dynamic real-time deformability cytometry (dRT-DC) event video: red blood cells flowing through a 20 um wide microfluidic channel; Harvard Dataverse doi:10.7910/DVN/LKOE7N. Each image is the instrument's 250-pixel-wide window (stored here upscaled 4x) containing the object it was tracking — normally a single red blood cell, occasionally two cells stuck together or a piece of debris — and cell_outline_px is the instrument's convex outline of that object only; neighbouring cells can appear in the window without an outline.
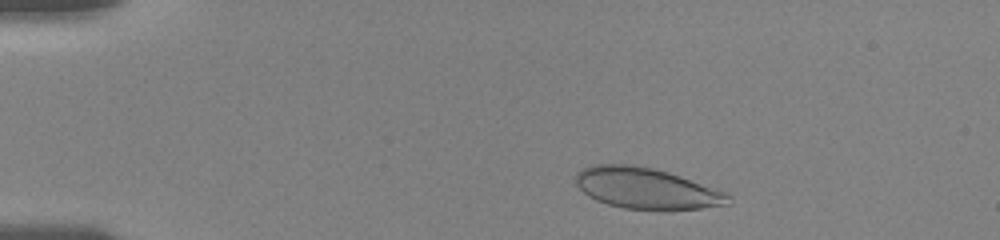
{"species": "human", "species_latin": "Homo sapiens", "temperature_condition": "room temperature", "stored_images_in_passage": 9, "camera_frame_rate_fps": 3000, "um_per_image_px": 0.085, "donor": {"sex": "female"}, "frame": {"image": 1, "passage_image": 2, "time_ms": 0.333, "image_size_px": [1000, 240], "cell_outline_px": [[732, 204], [700, 208], [660, 212], [624, 208], [608, 204], [596, 200], [588, 196], [576, 184], [576, 172], [592, 164], [632, 164], [652, 168], [668, 172], [728, 192], [732, 196]], "centroid_in_image_um": [55.0, 16.04], "position_along_channel_um": 30.0, "area_um2": 37.22}}